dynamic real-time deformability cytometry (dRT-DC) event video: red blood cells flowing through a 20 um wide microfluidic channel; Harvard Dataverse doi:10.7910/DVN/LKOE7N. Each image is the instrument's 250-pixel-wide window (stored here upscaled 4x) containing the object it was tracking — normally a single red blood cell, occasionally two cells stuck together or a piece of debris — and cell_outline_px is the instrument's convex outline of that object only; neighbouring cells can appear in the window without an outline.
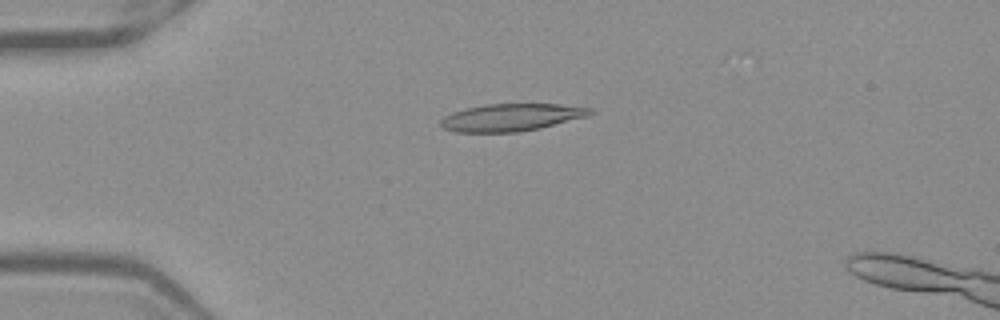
{"species": "Egyptian fruit bat (a non-hibernating species)", "species_latin": "Rousettus aegyptiacus", "temperature_condition": "warm", "stored_images_in_passage": 46, "camera_frame_rate_fps": 3000, "um_per_image_px": 0.085, "frame": {"image": 1, "passage_image": 13, "time_ms": 4.0, "image_size_px": [1000, 320], "cell_outline_px": [[596, 112], [588, 116], [540, 128], [520, 132], [456, 132], [440, 128], [440, 120], [444, 116], [452, 112], [464, 108], [484, 104], [560, 104], [592, 108]], "centroid_in_image_um": [43.44, 9.97], "position_along_channel_um": 41.6, "area_um2": 24.1}}
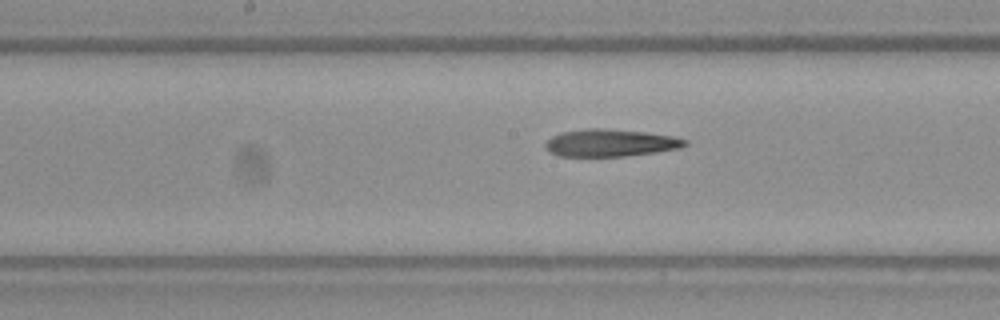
{"frame": {"image": 2, "passage_image": 27, "time_ms": 8.667, "image_size_px": [1000, 320], "cell_outline_px": [[688, 144], [680, 148], [656, 152], [624, 156], [556, 156], [548, 152], [544, 148], [544, 144], [552, 136], [560, 132], [588, 128], [604, 128], [644, 132], [676, 136], [688, 140]], "centroid_in_image_um": [51.86, 12.14], "position_along_channel_um": 196.3, "area_um2": 22.48}}
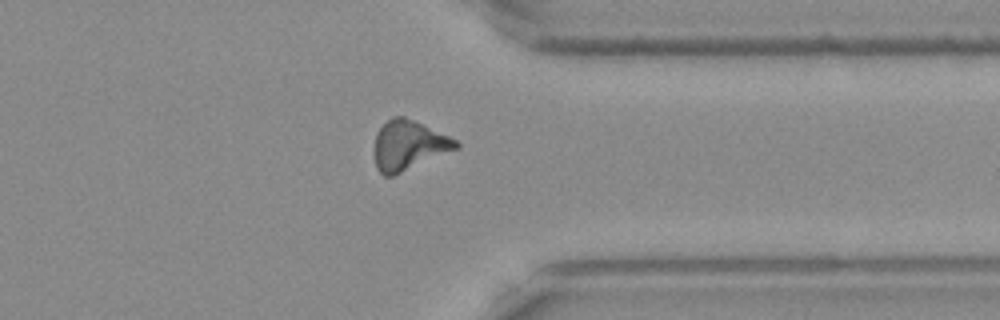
{"frame": {"image": 3, "passage_image": 41, "time_ms": 13.333, "image_size_px": [1000, 320], "cell_outline_px": [[460, 148], [392, 176], [384, 176], [376, 168], [372, 152], [372, 148], [376, 132], [392, 116], [404, 116], [448, 136], [456, 140], [460, 144]], "centroid_in_image_um": [34.68, 12.37], "position_along_channel_um": 376.7, "area_um2": 23.76}}